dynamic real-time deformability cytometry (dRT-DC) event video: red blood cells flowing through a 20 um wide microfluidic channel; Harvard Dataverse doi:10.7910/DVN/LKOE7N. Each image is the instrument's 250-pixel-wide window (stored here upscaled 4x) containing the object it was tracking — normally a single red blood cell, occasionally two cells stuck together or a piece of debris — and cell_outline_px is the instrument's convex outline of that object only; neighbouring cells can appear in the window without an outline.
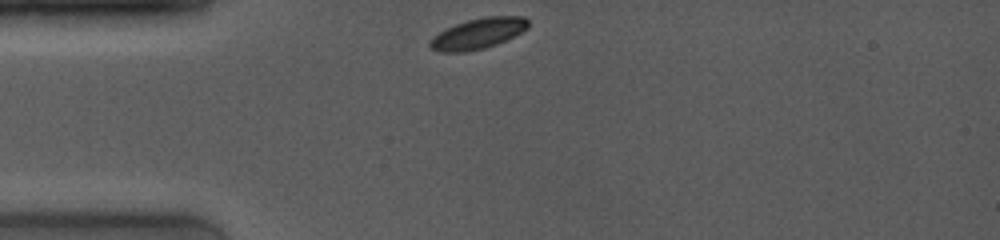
{"species": "common noctule bat (a hibernating species)", "species_latin": "Nyctalus noctula", "temperature_condition": "room temperature", "stored_images_in_passage": 5, "camera_frame_rate_fps": 4000, "um_per_image_px": 0.085, "animal": {"sex": "female", "body_mass_g": 19.0, "forearm_length_mm": 53.3}, "frame": {"image": 1, "passage_image": 1, "time_ms": 0.0, "image_size_px": [1000, 240], "cell_outline_px": [[528, 28], [496, 44], [484, 48], [464, 52], [440, 52], [432, 48], [428, 44], [440, 32], [456, 24], [468, 20], [484, 16], [524, 16], [528, 20]], "centroid_in_image_um": [40.66, 2.84], "position_along_channel_um": 44.3, "area_um2": 17.11}}